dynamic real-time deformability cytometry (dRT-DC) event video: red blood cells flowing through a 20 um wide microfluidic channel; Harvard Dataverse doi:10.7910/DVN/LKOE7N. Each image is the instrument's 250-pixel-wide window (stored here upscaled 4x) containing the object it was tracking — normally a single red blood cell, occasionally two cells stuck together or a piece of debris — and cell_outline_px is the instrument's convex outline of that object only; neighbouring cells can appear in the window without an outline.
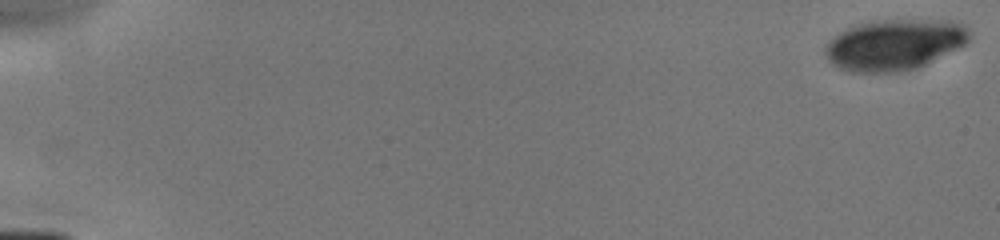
{"species": "human", "species_latin": "Homo sapiens", "temperature_condition": "cold", "stored_images_in_passage": 5, "camera_frame_rate_fps": 3000, "um_per_image_px": 0.085, "donor": {"sex": "male"}, "frame": {"image": 1, "passage_image": 1, "time_ms": 0.0, "image_size_px": [1000, 240], "cell_outline_px": [[968, 40], [964, 44], [916, 68], [896, 72], [856, 72], [840, 68], [832, 64], [828, 60], [824, 52], [824, 44], [828, 40], [840, 32], [856, 24], [872, 20], [952, 20], [964, 24], [968, 28]], "centroid_in_image_um": [75.97, 3.77], "position_along_channel_um": 9.0, "area_um2": 42.54}}